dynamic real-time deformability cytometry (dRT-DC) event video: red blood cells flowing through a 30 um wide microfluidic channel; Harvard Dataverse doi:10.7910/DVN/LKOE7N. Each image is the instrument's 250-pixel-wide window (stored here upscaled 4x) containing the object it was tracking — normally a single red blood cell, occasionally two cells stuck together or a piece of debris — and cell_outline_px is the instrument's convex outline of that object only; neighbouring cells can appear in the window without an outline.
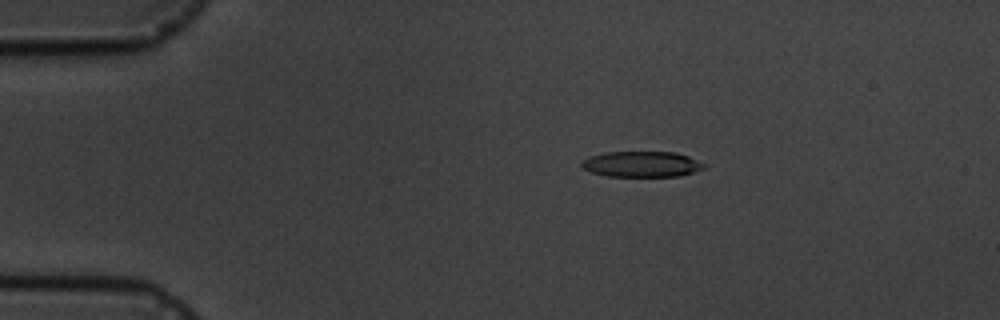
{"species": "common noctule bat (a hibernating species)", "species_latin": "Nyctalus noctula", "temperature_condition": "cold", "stored_images_in_passage": 6, "camera_frame_rate_fps": 3000, "um_per_image_px": 0.085, "animal": {"sex": "male", "body_mass_g": 19.5, "forearm_length_mm": 54.6}, "frame": {"image": 1, "passage_image": 3, "time_ms": 2.333, "image_size_px": [1000, 320], "cell_outline_px": [[704, 168], [692, 172], [676, 176], [608, 176], [592, 172], [584, 168], [580, 164], [588, 156], [604, 152], [676, 152], [688, 156], [704, 164]], "centroid_in_image_um": [54.51, 13.94], "position_along_channel_um": 30.5, "area_um2": 18.09}}
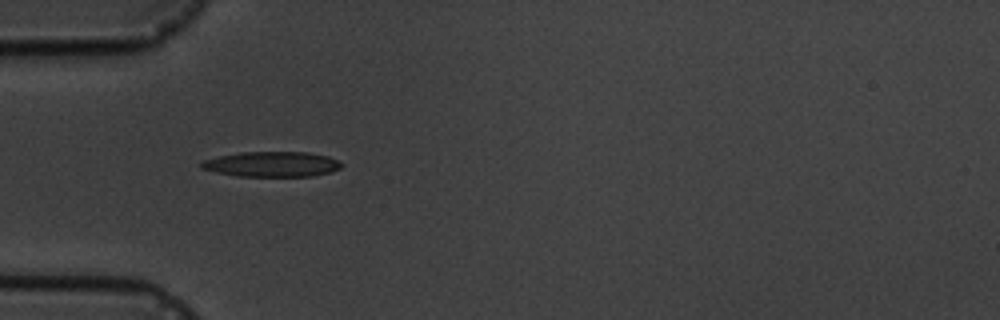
{"frame": {"image": 2, "passage_image": 5, "time_ms": 4.667, "image_size_px": [1000, 320], "cell_outline_px": [[344, 164], [340, 168], [332, 172], [312, 176], [236, 176], [216, 172], [200, 168], [200, 164], [204, 160], [220, 156], [240, 152], [308, 152], [328, 156]], "centroid_in_image_um": [23.13, 13.96], "position_along_channel_um": 61.9, "area_um2": 20.58}}
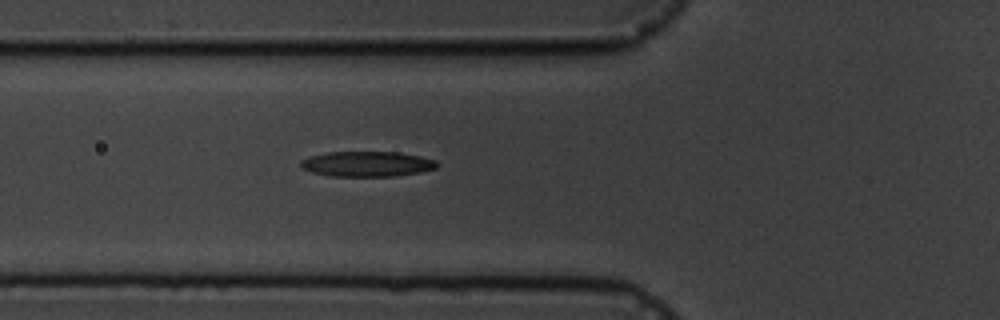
{"frame": {"image": 3, "passage_image": 6, "time_ms": 5.667, "image_size_px": [1000, 320], "cell_outline_px": [[440, 164], [436, 168], [420, 172], [396, 176], [332, 176], [312, 172], [300, 168], [300, 160], [308, 156], [328, 152], [400, 152], [420, 156], [436, 160]], "centroid_in_image_um": [31.2, 13.93], "position_along_channel_um": 94.6, "area_um2": 20.23}}